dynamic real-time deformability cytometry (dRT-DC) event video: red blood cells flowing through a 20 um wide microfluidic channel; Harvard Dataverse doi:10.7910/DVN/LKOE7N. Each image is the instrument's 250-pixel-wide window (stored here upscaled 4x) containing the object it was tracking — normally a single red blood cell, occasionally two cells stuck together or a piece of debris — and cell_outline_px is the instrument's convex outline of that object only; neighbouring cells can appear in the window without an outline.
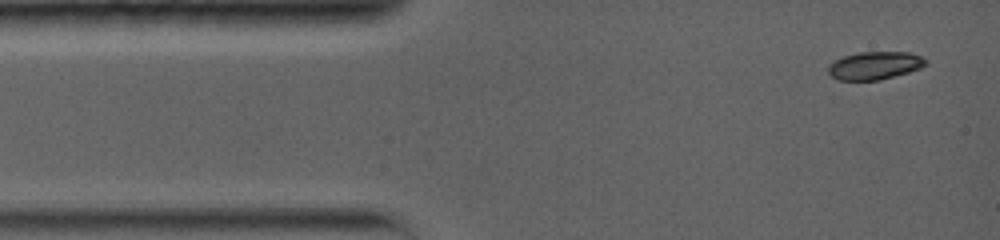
{"species": "common noctule bat (a hibernating species)", "species_latin": "Nyctalus noctula", "temperature_condition": "warm", "stored_images_in_passage": 25, "camera_frame_rate_fps": 5000, "um_per_image_px": 0.085, "animal": {"sex": "female", "body_mass_g": 19.0, "forearm_length_mm": 56.7}, "frame": {"image": 1, "passage_image": 1, "time_ms": 0.0, "image_size_px": [1000, 240], "cell_outline_px": [[928, 64], [920, 68], [908, 72], [880, 80], [840, 80], [832, 76], [828, 72], [828, 64], [844, 56], [860, 52], [908, 52], [920, 56], [928, 60]], "centroid_in_image_um": [74.37, 5.57], "position_along_channel_um": 10.6, "area_um2": 15.78}}
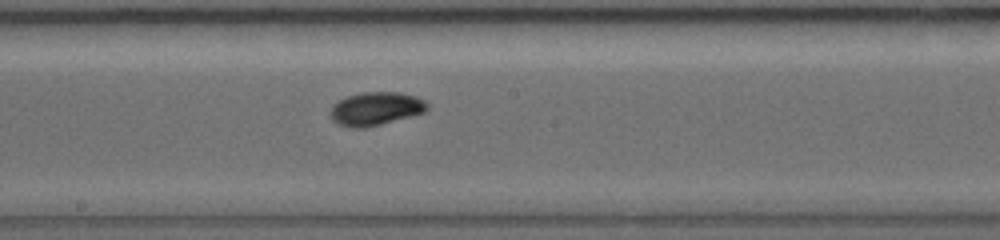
{"frame": {"image": 2, "passage_image": 11, "time_ms": 7.0, "image_size_px": [1000, 240], "cell_outline_px": [[428, 108], [424, 112], [412, 116], [364, 128], [348, 128], [332, 120], [332, 104], [348, 96], [364, 92], [400, 92], [416, 96], [424, 100], [428, 104]], "centroid_in_image_um": [31.96, 9.24], "position_along_channel_um": 216.2, "area_um2": 18.67}}
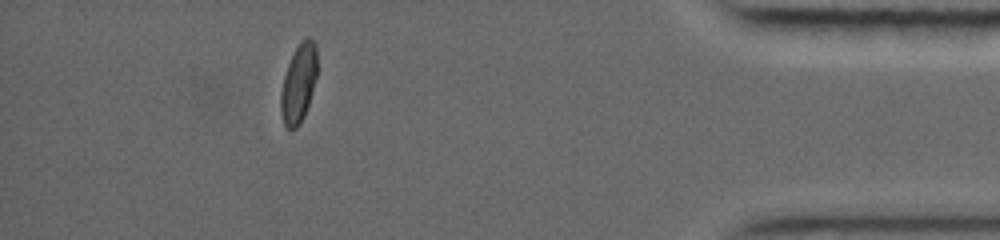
{"frame": {"image": 3, "passage_image": 22, "time_ms": 13.4, "image_size_px": [1000, 240], "cell_outline_px": [[316, 76], [312, 92], [304, 116], [300, 124], [296, 128], [288, 128], [284, 124], [280, 112], [280, 92], [284, 76], [288, 64], [300, 40], [308, 36], [316, 44]], "centroid_in_image_um": [25.37, 7.08], "position_along_channel_um": 409.8, "area_um2": 16.53}, "authors_computed_cell_mechanics": {"area_um2": 17.1666, "velocity_mm_per_s": 3.8288, "shape_relaxation_time_tau1_ms": 2.1016, "shape_relaxation_time_tau2_ms": null, "deformation_change_tau1": 0.1282, "deformation_change_tau2": null}}